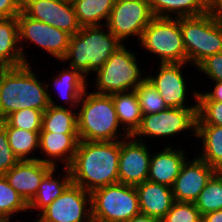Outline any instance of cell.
<instances>
[{"label":"cell","mask_w":222,"mask_h":222,"mask_svg":"<svg viewBox=\"0 0 222 222\" xmlns=\"http://www.w3.org/2000/svg\"><path fill=\"white\" fill-rule=\"evenodd\" d=\"M121 140L79 141L69 167L72 183L88 192L119 182Z\"/></svg>","instance_id":"obj_1"},{"label":"cell","mask_w":222,"mask_h":222,"mask_svg":"<svg viewBox=\"0 0 222 222\" xmlns=\"http://www.w3.org/2000/svg\"><path fill=\"white\" fill-rule=\"evenodd\" d=\"M35 74L29 64L0 71V121L18 110L44 112L50 106L49 85L38 81Z\"/></svg>","instance_id":"obj_2"},{"label":"cell","mask_w":222,"mask_h":222,"mask_svg":"<svg viewBox=\"0 0 222 222\" xmlns=\"http://www.w3.org/2000/svg\"><path fill=\"white\" fill-rule=\"evenodd\" d=\"M101 26H87L70 37L67 53L62 61H70L69 67L87 77L97 72L121 43L109 30Z\"/></svg>","instance_id":"obj_3"},{"label":"cell","mask_w":222,"mask_h":222,"mask_svg":"<svg viewBox=\"0 0 222 222\" xmlns=\"http://www.w3.org/2000/svg\"><path fill=\"white\" fill-rule=\"evenodd\" d=\"M77 113L78 137L80 141H116L120 138L119 122L111 95L86 90L79 100Z\"/></svg>","instance_id":"obj_4"},{"label":"cell","mask_w":222,"mask_h":222,"mask_svg":"<svg viewBox=\"0 0 222 222\" xmlns=\"http://www.w3.org/2000/svg\"><path fill=\"white\" fill-rule=\"evenodd\" d=\"M187 63L196 67L207 57L222 52V28L215 16L205 14L180 18Z\"/></svg>","instance_id":"obj_5"},{"label":"cell","mask_w":222,"mask_h":222,"mask_svg":"<svg viewBox=\"0 0 222 222\" xmlns=\"http://www.w3.org/2000/svg\"><path fill=\"white\" fill-rule=\"evenodd\" d=\"M94 218L106 222H129L141 213L135 186L115 183L91 192Z\"/></svg>","instance_id":"obj_6"},{"label":"cell","mask_w":222,"mask_h":222,"mask_svg":"<svg viewBox=\"0 0 222 222\" xmlns=\"http://www.w3.org/2000/svg\"><path fill=\"white\" fill-rule=\"evenodd\" d=\"M136 62L135 54L122 44L96 72L95 84L98 91L94 93L111 95L135 90L147 79L141 75Z\"/></svg>","instance_id":"obj_7"},{"label":"cell","mask_w":222,"mask_h":222,"mask_svg":"<svg viewBox=\"0 0 222 222\" xmlns=\"http://www.w3.org/2000/svg\"><path fill=\"white\" fill-rule=\"evenodd\" d=\"M140 45L160 58L159 64H187L180 18L154 17L144 29Z\"/></svg>","instance_id":"obj_8"},{"label":"cell","mask_w":222,"mask_h":222,"mask_svg":"<svg viewBox=\"0 0 222 222\" xmlns=\"http://www.w3.org/2000/svg\"><path fill=\"white\" fill-rule=\"evenodd\" d=\"M154 15L147 0H115L106 28L122 43L131 35L139 41Z\"/></svg>","instance_id":"obj_9"},{"label":"cell","mask_w":222,"mask_h":222,"mask_svg":"<svg viewBox=\"0 0 222 222\" xmlns=\"http://www.w3.org/2000/svg\"><path fill=\"white\" fill-rule=\"evenodd\" d=\"M91 210V193L71 183L59 197L38 213L40 217L36 222H88L92 217Z\"/></svg>","instance_id":"obj_10"},{"label":"cell","mask_w":222,"mask_h":222,"mask_svg":"<svg viewBox=\"0 0 222 222\" xmlns=\"http://www.w3.org/2000/svg\"><path fill=\"white\" fill-rule=\"evenodd\" d=\"M196 121L197 108H167L159 113L143 115L132 137H169L189 129L196 135Z\"/></svg>","instance_id":"obj_11"},{"label":"cell","mask_w":222,"mask_h":222,"mask_svg":"<svg viewBox=\"0 0 222 222\" xmlns=\"http://www.w3.org/2000/svg\"><path fill=\"white\" fill-rule=\"evenodd\" d=\"M19 44L23 40H30L38 47L43 48L59 61L65 57L71 35L63 30L55 28L28 17L23 11L17 16Z\"/></svg>","instance_id":"obj_12"},{"label":"cell","mask_w":222,"mask_h":222,"mask_svg":"<svg viewBox=\"0 0 222 222\" xmlns=\"http://www.w3.org/2000/svg\"><path fill=\"white\" fill-rule=\"evenodd\" d=\"M22 11L30 18L76 34L78 23L72 0H22Z\"/></svg>","instance_id":"obj_13"},{"label":"cell","mask_w":222,"mask_h":222,"mask_svg":"<svg viewBox=\"0 0 222 222\" xmlns=\"http://www.w3.org/2000/svg\"><path fill=\"white\" fill-rule=\"evenodd\" d=\"M122 137L118 169L119 182L136 186L148 179L152 154L149 153L144 140L140 137L137 140L125 133Z\"/></svg>","instance_id":"obj_14"},{"label":"cell","mask_w":222,"mask_h":222,"mask_svg":"<svg viewBox=\"0 0 222 222\" xmlns=\"http://www.w3.org/2000/svg\"><path fill=\"white\" fill-rule=\"evenodd\" d=\"M213 175L214 168L199 157L185 161L171 187L174 200L194 203Z\"/></svg>","instance_id":"obj_15"},{"label":"cell","mask_w":222,"mask_h":222,"mask_svg":"<svg viewBox=\"0 0 222 222\" xmlns=\"http://www.w3.org/2000/svg\"><path fill=\"white\" fill-rule=\"evenodd\" d=\"M183 63L160 64L156 77L146 76L157 89L168 108H197V93L194 91L195 105L186 107V82L182 76Z\"/></svg>","instance_id":"obj_16"},{"label":"cell","mask_w":222,"mask_h":222,"mask_svg":"<svg viewBox=\"0 0 222 222\" xmlns=\"http://www.w3.org/2000/svg\"><path fill=\"white\" fill-rule=\"evenodd\" d=\"M53 167L40 160L19 161L4 174L8 183L29 203L36 195L43 177Z\"/></svg>","instance_id":"obj_17"},{"label":"cell","mask_w":222,"mask_h":222,"mask_svg":"<svg viewBox=\"0 0 222 222\" xmlns=\"http://www.w3.org/2000/svg\"><path fill=\"white\" fill-rule=\"evenodd\" d=\"M141 214L160 221L174 203L172 188L149 180L135 186Z\"/></svg>","instance_id":"obj_18"},{"label":"cell","mask_w":222,"mask_h":222,"mask_svg":"<svg viewBox=\"0 0 222 222\" xmlns=\"http://www.w3.org/2000/svg\"><path fill=\"white\" fill-rule=\"evenodd\" d=\"M78 134H59L51 132L39 133V148L41 153L44 152L47 159H40L41 162L48 164L54 168L56 167V160L61 159L65 163V168H69L77 151L79 144ZM64 156V157H63ZM49 157H52L49 159ZM66 161V162H65Z\"/></svg>","instance_id":"obj_19"},{"label":"cell","mask_w":222,"mask_h":222,"mask_svg":"<svg viewBox=\"0 0 222 222\" xmlns=\"http://www.w3.org/2000/svg\"><path fill=\"white\" fill-rule=\"evenodd\" d=\"M186 160L183 149L165 147L151 156L147 180L172 187Z\"/></svg>","instance_id":"obj_20"},{"label":"cell","mask_w":222,"mask_h":222,"mask_svg":"<svg viewBox=\"0 0 222 222\" xmlns=\"http://www.w3.org/2000/svg\"><path fill=\"white\" fill-rule=\"evenodd\" d=\"M17 17L0 18V65L19 67L29 64L20 46Z\"/></svg>","instance_id":"obj_21"},{"label":"cell","mask_w":222,"mask_h":222,"mask_svg":"<svg viewBox=\"0 0 222 222\" xmlns=\"http://www.w3.org/2000/svg\"><path fill=\"white\" fill-rule=\"evenodd\" d=\"M117 119L126 134L132 136L142 120L141 107L135 90L111 94Z\"/></svg>","instance_id":"obj_22"},{"label":"cell","mask_w":222,"mask_h":222,"mask_svg":"<svg viewBox=\"0 0 222 222\" xmlns=\"http://www.w3.org/2000/svg\"><path fill=\"white\" fill-rule=\"evenodd\" d=\"M154 17L175 18L199 16L209 11V0H147Z\"/></svg>","instance_id":"obj_23"},{"label":"cell","mask_w":222,"mask_h":222,"mask_svg":"<svg viewBox=\"0 0 222 222\" xmlns=\"http://www.w3.org/2000/svg\"><path fill=\"white\" fill-rule=\"evenodd\" d=\"M50 106L43 112L40 132L78 134L77 113L62 107L49 98Z\"/></svg>","instance_id":"obj_24"},{"label":"cell","mask_w":222,"mask_h":222,"mask_svg":"<svg viewBox=\"0 0 222 222\" xmlns=\"http://www.w3.org/2000/svg\"><path fill=\"white\" fill-rule=\"evenodd\" d=\"M56 168H52L42 179L38 191L33 199L28 203V209H39L40 212L50 205L64 190L72 183L71 172L69 168H65V177L62 181L55 179L54 172Z\"/></svg>","instance_id":"obj_25"},{"label":"cell","mask_w":222,"mask_h":222,"mask_svg":"<svg viewBox=\"0 0 222 222\" xmlns=\"http://www.w3.org/2000/svg\"><path fill=\"white\" fill-rule=\"evenodd\" d=\"M78 23L81 27L102 26L107 23L115 0H72Z\"/></svg>","instance_id":"obj_26"},{"label":"cell","mask_w":222,"mask_h":222,"mask_svg":"<svg viewBox=\"0 0 222 222\" xmlns=\"http://www.w3.org/2000/svg\"><path fill=\"white\" fill-rule=\"evenodd\" d=\"M54 78V86H56V90L59 89V96L65 99V102L69 103L72 109L78 108L76 105H79V100L86 90V77L78 70L70 68L69 70L64 69Z\"/></svg>","instance_id":"obj_27"},{"label":"cell","mask_w":222,"mask_h":222,"mask_svg":"<svg viewBox=\"0 0 222 222\" xmlns=\"http://www.w3.org/2000/svg\"><path fill=\"white\" fill-rule=\"evenodd\" d=\"M195 136L203 140L200 159L213 168L222 162V126H196Z\"/></svg>","instance_id":"obj_28"},{"label":"cell","mask_w":222,"mask_h":222,"mask_svg":"<svg viewBox=\"0 0 222 222\" xmlns=\"http://www.w3.org/2000/svg\"><path fill=\"white\" fill-rule=\"evenodd\" d=\"M8 135L9 145L19 161L38 160L36 157H27L34 149L39 148V133L23 129L4 127Z\"/></svg>","instance_id":"obj_29"},{"label":"cell","mask_w":222,"mask_h":222,"mask_svg":"<svg viewBox=\"0 0 222 222\" xmlns=\"http://www.w3.org/2000/svg\"><path fill=\"white\" fill-rule=\"evenodd\" d=\"M26 210L28 203L8 183L4 175H0V221L10 222L13 213Z\"/></svg>","instance_id":"obj_30"},{"label":"cell","mask_w":222,"mask_h":222,"mask_svg":"<svg viewBox=\"0 0 222 222\" xmlns=\"http://www.w3.org/2000/svg\"><path fill=\"white\" fill-rule=\"evenodd\" d=\"M201 216L217 210H222V180L215 174L194 202Z\"/></svg>","instance_id":"obj_31"},{"label":"cell","mask_w":222,"mask_h":222,"mask_svg":"<svg viewBox=\"0 0 222 222\" xmlns=\"http://www.w3.org/2000/svg\"><path fill=\"white\" fill-rule=\"evenodd\" d=\"M43 111L23 109L9 114L0 121L3 127H13L31 132H40L42 129Z\"/></svg>","instance_id":"obj_32"},{"label":"cell","mask_w":222,"mask_h":222,"mask_svg":"<svg viewBox=\"0 0 222 222\" xmlns=\"http://www.w3.org/2000/svg\"><path fill=\"white\" fill-rule=\"evenodd\" d=\"M142 115H150L166 110L168 107L157 89L148 79L142 82L136 89Z\"/></svg>","instance_id":"obj_33"},{"label":"cell","mask_w":222,"mask_h":222,"mask_svg":"<svg viewBox=\"0 0 222 222\" xmlns=\"http://www.w3.org/2000/svg\"><path fill=\"white\" fill-rule=\"evenodd\" d=\"M202 216L192 202L174 201L171 209L159 222H201Z\"/></svg>","instance_id":"obj_34"},{"label":"cell","mask_w":222,"mask_h":222,"mask_svg":"<svg viewBox=\"0 0 222 222\" xmlns=\"http://www.w3.org/2000/svg\"><path fill=\"white\" fill-rule=\"evenodd\" d=\"M196 126H222V102L197 101Z\"/></svg>","instance_id":"obj_35"},{"label":"cell","mask_w":222,"mask_h":222,"mask_svg":"<svg viewBox=\"0 0 222 222\" xmlns=\"http://www.w3.org/2000/svg\"><path fill=\"white\" fill-rule=\"evenodd\" d=\"M18 162L9 145L6 129L0 124V175H4Z\"/></svg>","instance_id":"obj_36"},{"label":"cell","mask_w":222,"mask_h":222,"mask_svg":"<svg viewBox=\"0 0 222 222\" xmlns=\"http://www.w3.org/2000/svg\"><path fill=\"white\" fill-rule=\"evenodd\" d=\"M197 68L214 82L222 81V52L207 57Z\"/></svg>","instance_id":"obj_37"},{"label":"cell","mask_w":222,"mask_h":222,"mask_svg":"<svg viewBox=\"0 0 222 222\" xmlns=\"http://www.w3.org/2000/svg\"><path fill=\"white\" fill-rule=\"evenodd\" d=\"M22 11V0H0V18L17 17Z\"/></svg>","instance_id":"obj_38"},{"label":"cell","mask_w":222,"mask_h":222,"mask_svg":"<svg viewBox=\"0 0 222 222\" xmlns=\"http://www.w3.org/2000/svg\"><path fill=\"white\" fill-rule=\"evenodd\" d=\"M213 91L207 93H197V101H220L222 102V81L214 82Z\"/></svg>","instance_id":"obj_39"},{"label":"cell","mask_w":222,"mask_h":222,"mask_svg":"<svg viewBox=\"0 0 222 222\" xmlns=\"http://www.w3.org/2000/svg\"><path fill=\"white\" fill-rule=\"evenodd\" d=\"M201 222H222V210H217V211L202 215Z\"/></svg>","instance_id":"obj_40"},{"label":"cell","mask_w":222,"mask_h":222,"mask_svg":"<svg viewBox=\"0 0 222 222\" xmlns=\"http://www.w3.org/2000/svg\"><path fill=\"white\" fill-rule=\"evenodd\" d=\"M209 11L213 15H222V0H209Z\"/></svg>","instance_id":"obj_41"},{"label":"cell","mask_w":222,"mask_h":222,"mask_svg":"<svg viewBox=\"0 0 222 222\" xmlns=\"http://www.w3.org/2000/svg\"><path fill=\"white\" fill-rule=\"evenodd\" d=\"M129 222H159V221L140 213L139 215L133 217Z\"/></svg>","instance_id":"obj_42"},{"label":"cell","mask_w":222,"mask_h":222,"mask_svg":"<svg viewBox=\"0 0 222 222\" xmlns=\"http://www.w3.org/2000/svg\"><path fill=\"white\" fill-rule=\"evenodd\" d=\"M214 174L222 180V162L214 167Z\"/></svg>","instance_id":"obj_43"},{"label":"cell","mask_w":222,"mask_h":222,"mask_svg":"<svg viewBox=\"0 0 222 222\" xmlns=\"http://www.w3.org/2000/svg\"><path fill=\"white\" fill-rule=\"evenodd\" d=\"M214 16H215V18L217 19L219 25H220L221 28H222V15H214Z\"/></svg>","instance_id":"obj_44"},{"label":"cell","mask_w":222,"mask_h":222,"mask_svg":"<svg viewBox=\"0 0 222 222\" xmlns=\"http://www.w3.org/2000/svg\"><path fill=\"white\" fill-rule=\"evenodd\" d=\"M88 222H106L97 218H94L93 216L88 220Z\"/></svg>","instance_id":"obj_45"}]
</instances>
